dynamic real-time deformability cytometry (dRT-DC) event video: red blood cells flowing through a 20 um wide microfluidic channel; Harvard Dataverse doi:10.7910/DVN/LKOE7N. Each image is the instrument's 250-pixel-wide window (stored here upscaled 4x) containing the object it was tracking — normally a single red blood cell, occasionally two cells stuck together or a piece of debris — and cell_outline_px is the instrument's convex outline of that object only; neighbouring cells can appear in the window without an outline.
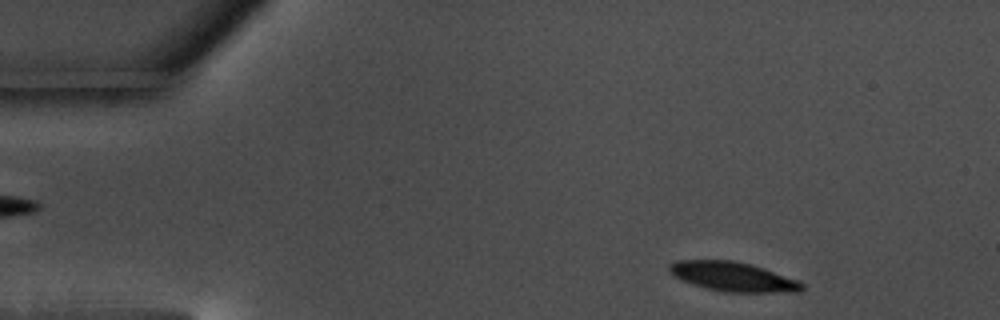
{"species": "common noctule bat (a hibernating species)", "species_latin": "Nyctalus noctula", "temperature_condition": "warm", "stored_images_in_passage": 53, "camera_frame_rate_fps": 3000, "um_per_image_px": 0.085, "animal": {"sex": "male", "body_mass_g": 17.5, "forearm_length_mm": 52.3}, "frame": {"image": 1, "passage_image": 3, "time_ms": 0.667, "image_size_px": [1000, 320], "cell_outline_px": [[804, 288], [800, 292], [724, 292], [704, 288], [680, 280], [668, 272], [668, 264], [676, 260], [732, 260], [752, 264], [764, 268], [796, 280], [804, 284]], "centroid_in_image_um": [62.25, 23.51], "position_along_channel_um": 22.8, "area_um2": 22.89}}
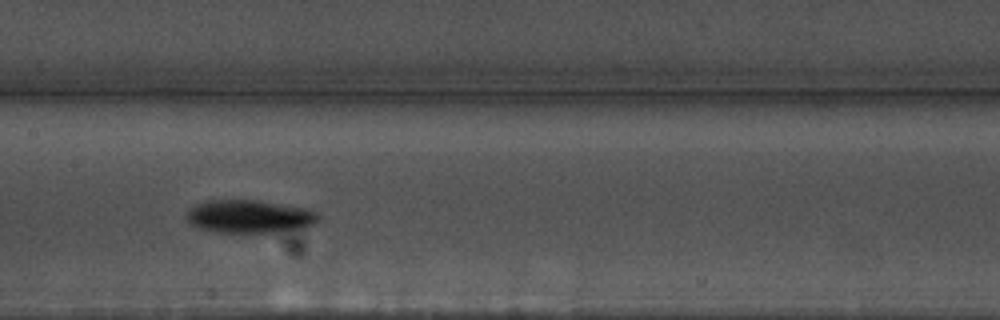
{"frame": {"image": 2, "passage_image": 24, "time_ms": 7.667, "image_size_px": [1000, 320], "cell_outline_px": [[320, 220], [308, 228], [272, 232], [216, 232], [200, 228], [192, 224], [184, 216], [188, 208], [196, 204], [208, 200], [256, 200], [304, 208], [316, 212], [320, 216]], "centroid_in_image_um": [21.2, 18.4], "position_along_channel_um": 186.2, "area_um2": 25.43}}
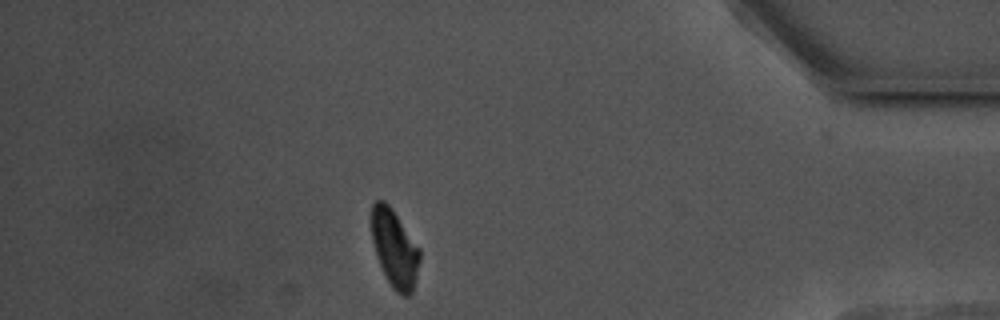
{"frame": {"image": 3, "passage_image": 46, "time_ms": 15.0, "image_size_px": [1000, 320], "cell_outline_px": [[420, 260], [412, 296], [404, 296], [396, 292], [392, 288], [376, 256], [372, 240], [372, 204], [376, 200], [384, 200], [392, 208], [420, 248]], "centroid_in_image_um": [33.56, 21.13], "position_along_channel_um": 401.6, "area_um2": 21.85}, "authors_computed_cell_mechanics": {"area_um2": 23.0622, "velocity_mm_per_s": 3.4963, "shape_relaxation_time_tau1_ms": 2.091, "shape_relaxation_time_tau2_ms": null, "deformation_change_tau1": 0.0958, "deformation_change_tau2": null}}